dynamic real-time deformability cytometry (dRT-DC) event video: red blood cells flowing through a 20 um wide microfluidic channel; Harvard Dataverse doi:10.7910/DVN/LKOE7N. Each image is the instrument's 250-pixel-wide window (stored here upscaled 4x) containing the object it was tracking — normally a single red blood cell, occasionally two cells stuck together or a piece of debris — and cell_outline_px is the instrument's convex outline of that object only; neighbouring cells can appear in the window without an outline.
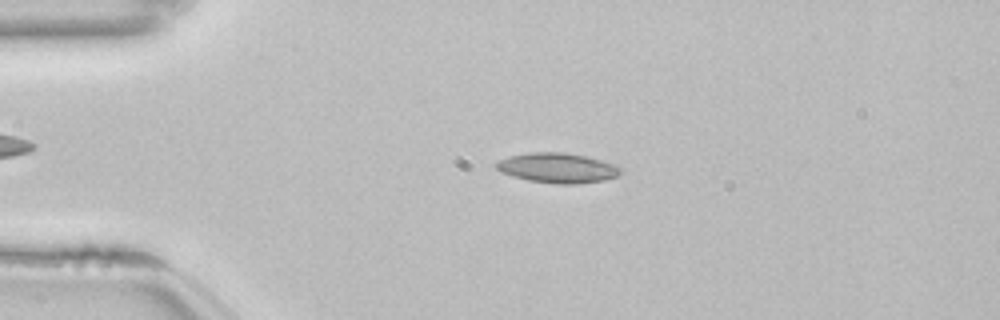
{"species": "common noctule bat (a hibernating species)", "species_latin": "Nyctalus noctula", "temperature_condition": "room temperature", "stored_images_in_passage": 53, "camera_frame_rate_fps": 3000, "um_per_image_px": 0.085, "animal": {"sex": "female", "body_mass_g": 22.7, "forearm_length_mm": 54.2}, "frame": {"image": 1, "passage_image": 12, "time_ms": 3.667, "image_size_px": [1000, 320], "cell_outline_px": [[624, 168], [616, 176], [604, 180], [580, 184], [556, 184], [528, 180], [512, 176], [500, 172], [496, 168], [496, 164], [500, 160], [508, 156], [532, 152], [564, 152], [584, 156], [616, 164]], "centroid_in_image_um": [47.4, 14.28], "position_along_channel_um": 37.6, "area_um2": 21.73}}
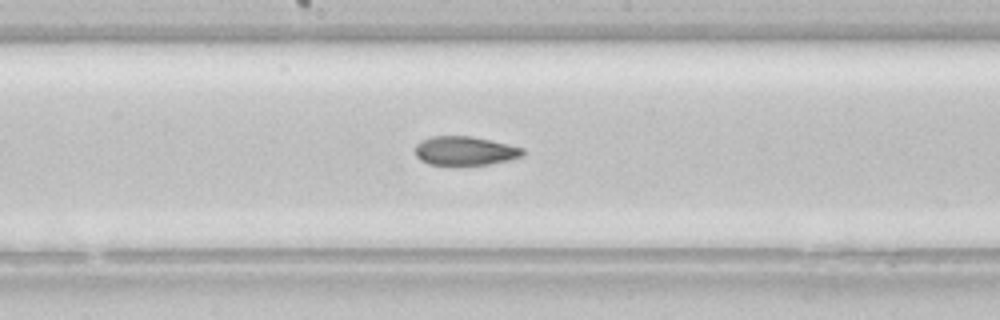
{"frame": {"image": 2, "passage_image": 28, "time_ms": 9.0, "image_size_px": [1000, 320], "cell_outline_px": [[524, 156], [508, 160], [488, 164], [428, 164], [420, 160], [416, 156], [416, 144], [420, 140], [432, 136], [472, 136], [524, 148]], "centroid_in_image_um": [39.51, 12.81], "position_along_channel_um": 208.7, "area_um2": 17.98}, "authors_computed_cell_mechanics": {"area_um2": 20.0566, "velocity_mm_per_s": 3.8504, "shape_relaxation_time_tau1_ms": 11.0423, "shape_relaxation_time_tau2_ms": 2.5321, "deformation_change_tau1": 0.1953, "deformation_change_tau2": 0.0811}}